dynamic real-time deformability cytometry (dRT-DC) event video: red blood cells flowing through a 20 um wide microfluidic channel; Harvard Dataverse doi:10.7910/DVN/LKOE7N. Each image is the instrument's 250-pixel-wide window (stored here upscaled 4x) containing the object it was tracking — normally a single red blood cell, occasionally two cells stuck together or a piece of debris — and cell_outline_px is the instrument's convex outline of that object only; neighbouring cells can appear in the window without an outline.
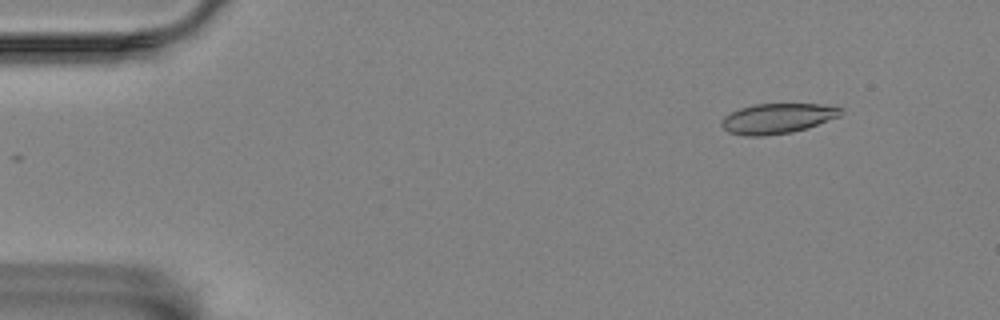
{"species": "Egyptian fruit bat (a non-hibernating species)", "species_latin": "Rousettus aegyptiacus", "temperature_condition": "room temperature", "stored_images_in_passage": 52, "camera_frame_rate_fps": 3000, "um_per_image_px": 0.085, "animal": {"sex": "female"}, "frame": {"image": 1, "passage_image": 1, "time_ms": 0.0, "image_size_px": [1000, 320], "cell_outline_px": [[844, 112], [840, 116], [792, 132], [764, 136], [744, 136], [728, 132], [720, 124], [720, 120], [724, 116], [740, 108], [756, 104], [820, 104], [844, 108]], "centroid_in_image_um": [66.05, 10.07], "position_along_channel_um": 18.9, "area_um2": 20.87}}
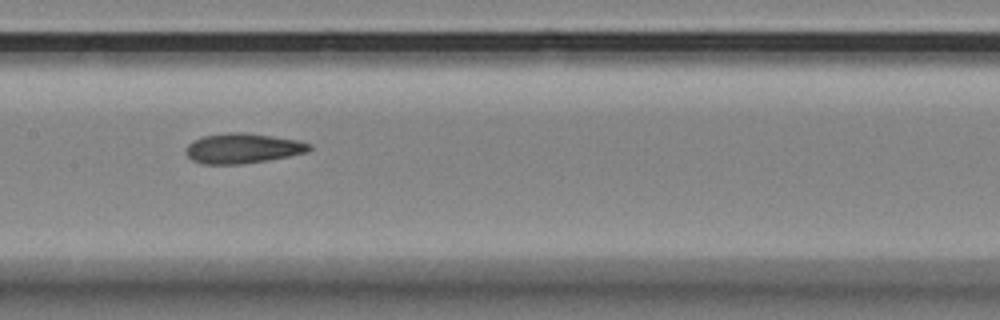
{"frame": {"image": 2, "passage_image": 23, "time_ms": 7.333, "image_size_px": [1000, 320], "cell_outline_px": [[312, 148], [308, 152], [268, 160], [240, 164], [200, 164], [192, 160], [184, 152], [184, 148], [192, 140], [200, 136], [228, 132], [244, 132], [300, 140], [312, 144]], "centroid_in_image_um": [20.6, 12.6], "position_along_channel_um": 186.8, "area_um2": 21.96}}
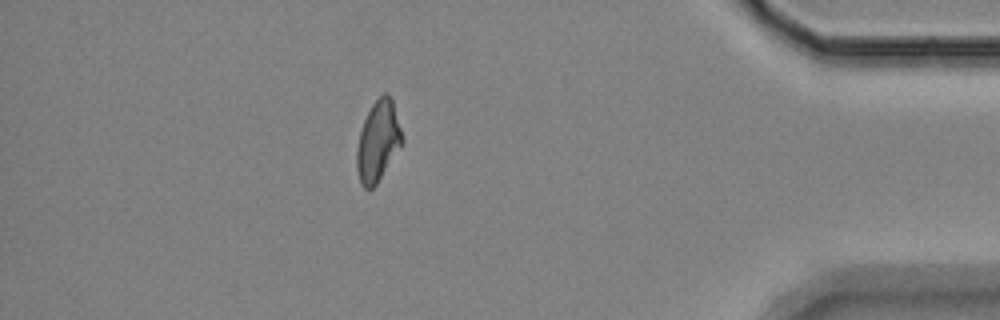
{"frame": {"image": 3, "passage_image": 45, "time_ms": 14.667, "image_size_px": [1000, 320], "cell_outline_px": [[404, 140], [376, 184], [372, 188], [364, 188], [360, 184], [356, 168], [356, 148], [360, 132], [364, 120], [372, 104], [384, 92], [392, 100]], "centroid_in_image_um": [32.1, 12.02], "position_along_channel_um": 403.1, "area_um2": 20.87}, "authors_computed_cell_mechanics": {"area_um2": 21.4438, "velocity_mm_per_s": 3.4949, "shape_relaxation_time_tau1_ms": null, "shape_relaxation_time_tau2_ms": 3.1658, "deformation_change_tau1": null, "deformation_change_tau2": 0.0986}}